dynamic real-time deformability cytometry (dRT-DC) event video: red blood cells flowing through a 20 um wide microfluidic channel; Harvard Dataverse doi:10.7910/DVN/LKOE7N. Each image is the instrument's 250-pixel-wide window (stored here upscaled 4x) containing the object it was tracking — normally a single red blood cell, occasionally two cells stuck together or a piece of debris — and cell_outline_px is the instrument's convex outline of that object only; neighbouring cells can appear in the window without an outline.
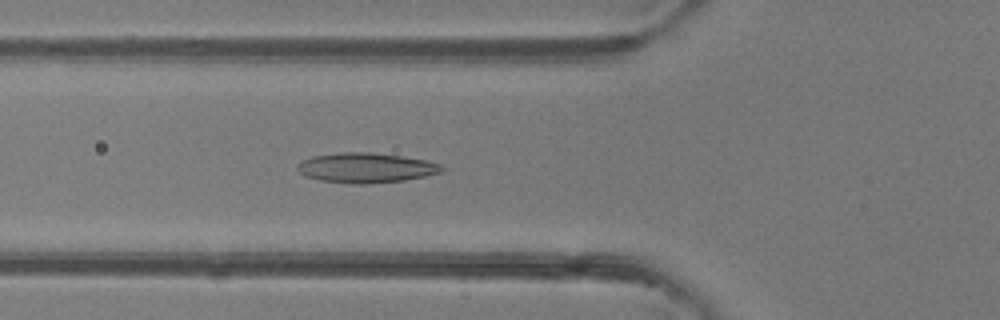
{"species": "common noctule bat (a hibernating species)", "species_latin": "Nyctalus noctula", "temperature_condition": "room temperature", "stored_images_in_passage": 47, "camera_frame_rate_fps": 3000, "um_per_image_px": 0.085, "animal": {"sex": "female"}, "frame": {"image": 1, "passage_image": 17, "time_ms": 5.333, "image_size_px": [1000, 320], "cell_outline_px": [[444, 168], [440, 172], [424, 176], [404, 180], [364, 184], [352, 184], [320, 180], [304, 176], [296, 168], [296, 164], [300, 160], [312, 156], [340, 152], [372, 152], [400, 156], [424, 160], [440, 164]], "centroid_in_image_um": [31.03, 14.26], "position_along_channel_um": 94.8, "area_um2": 25.14}}
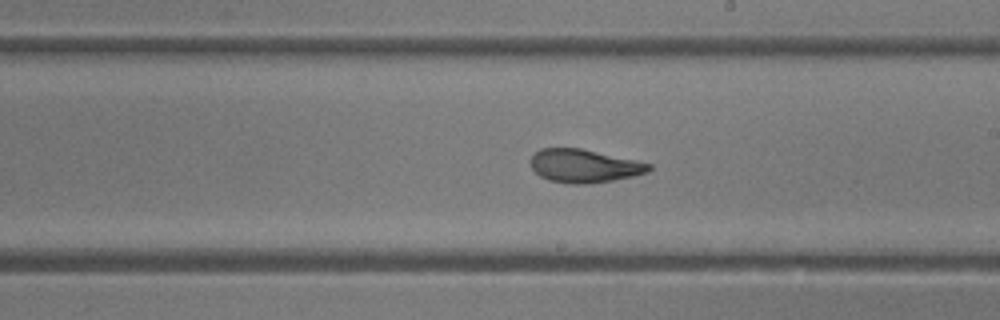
{"frame": {"image": 2, "passage_image": 27, "time_ms": 8.667, "image_size_px": [1000, 320], "cell_outline_px": [[652, 168], [648, 172], [632, 176], [612, 180], [588, 184], [572, 184], [548, 180], [540, 176], [532, 168], [532, 156], [540, 148], [580, 148], [636, 160], [652, 164]], "centroid_in_image_um": [49.67, 14.1], "position_along_channel_um": 239.3, "area_um2": 22.77}}
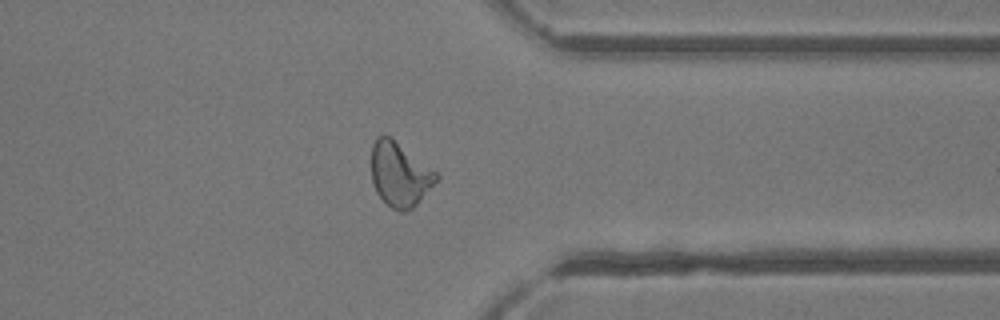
{"frame": {"image": 3, "passage_image": 37, "time_ms": 12.0, "image_size_px": [1000, 320], "cell_outline_px": [[440, 176], [416, 204], [412, 208], [404, 212], [400, 212], [392, 208], [376, 192], [372, 180], [372, 144], [376, 136], [392, 136], [440, 172]], "centroid_in_image_um": [34.01, 14.76], "position_along_channel_um": 377.4, "area_um2": 24.62}, "authors_computed_cell_mechanics": {"area_um2": 24.6228, "velocity_mm_per_s": 4.3276, "shape_relaxation_time_tau1_ms": 7.992, "shape_relaxation_time_tau2_ms": 1.7094, "deformation_change_tau1": 0.2474, "deformation_change_tau2": 0.0977}}